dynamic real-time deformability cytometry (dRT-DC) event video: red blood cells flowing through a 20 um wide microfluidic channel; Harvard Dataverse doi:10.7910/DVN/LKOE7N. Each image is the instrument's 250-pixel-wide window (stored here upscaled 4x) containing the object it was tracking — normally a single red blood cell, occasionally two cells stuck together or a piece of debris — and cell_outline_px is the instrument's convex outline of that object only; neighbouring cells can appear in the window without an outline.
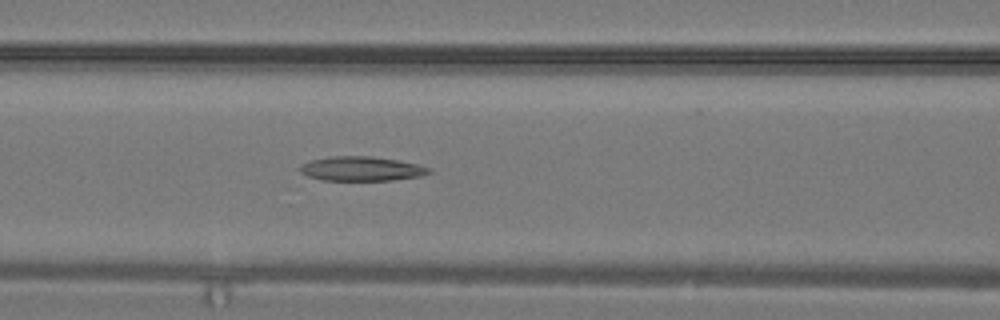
{"species": "common noctule bat (a hibernating species)", "species_latin": "Nyctalus noctula", "temperature_condition": "warm", "stored_images_in_passage": 16, "camera_frame_rate_fps": 3000, "um_per_image_px": 0.085, "animal": {"sex": "male", "body_mass_g": 19.2, "forearm_length_mm": 51.8}, "frame": {"image": 1, "passage_image": 12, "time_ms": 3.667, "image_size_px": [1000, 320], "cell_outline_px": [[432, 172], [420, 176], [392, 180], [320, 180], [308, 176], [300, 172], [296, 168], [300, 164], [312, 160], [328, 156], [372, 156], [396, 160], [416, 164], [432, 168]], "centroid_in_image_um": [30.67, 14.34], "position_along_channel_um": 135.9, "area_um2": 18.44}}
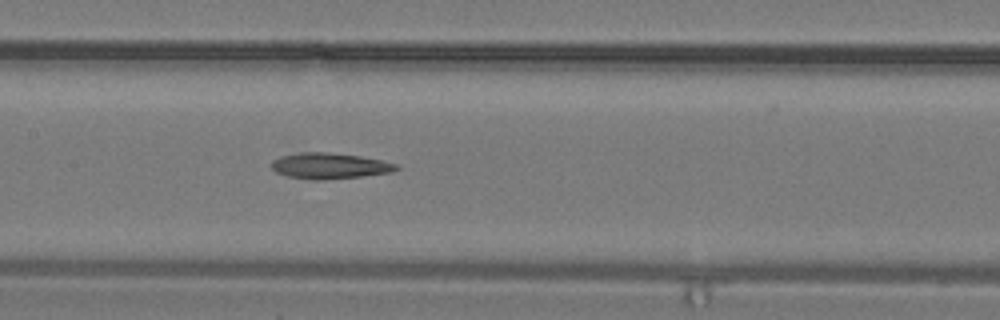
{"frame": {"image": 2, "passage_image": 14, "time_ms": 4.333, "image_size_px": [1000, 320], "cell_outline_px": [[400, 168], [392, 172], [360, 176], [324, 180], [312, 180], [288, 176], [276, 172], [272, 168], [272, 160], [280, 156], [300, 152], [328, 152], [360, 156], [380, 160], [396, 164]], "centroid_in_image_um": [27.99, 14.09], "position_along_channel_um": 179.4, "area_um2": 18.73}}
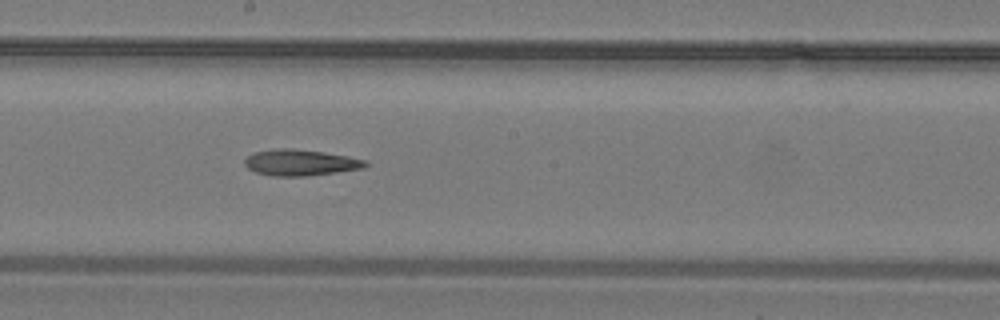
{"frame": {"image": 3, "passage_image": 16, "time_ms": 5.0, "image_size_px": [1000, 320], "cell_outline_px": [[368, 164], [364, 168], [308, 176], [272, 176], [256, 172], [248, 168], [244, 164], [244, 160], [252, 152], [280, 148], [292, 148], [324, 152], [348, 156], [364, 160]], "centroid_in_image_um": [25.51, 13.81], "position_along_channel_um": 222.7, "area_um2": 18.38}}